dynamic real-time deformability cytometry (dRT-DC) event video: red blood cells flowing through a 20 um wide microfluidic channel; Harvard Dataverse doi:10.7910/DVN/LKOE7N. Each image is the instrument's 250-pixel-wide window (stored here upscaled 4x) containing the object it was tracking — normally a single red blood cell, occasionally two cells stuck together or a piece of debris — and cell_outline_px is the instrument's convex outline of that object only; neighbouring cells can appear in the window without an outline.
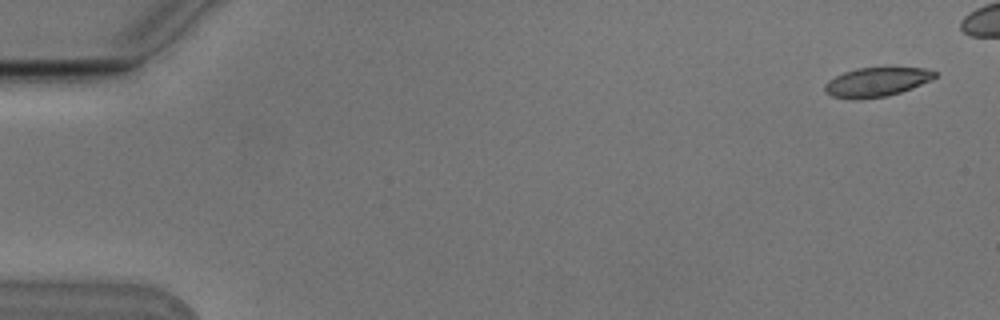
{"species": "Egyptian fruit bat (a non-hibernating species)", "species_latin": "Rousettus aegyptiacus", "temperature_condition": "cold", "stored_images_in_passage": 6, "camera_frame_rate_fps": 3000, "um_per_image_px": 0.085, "animal": {"sex": "male"}, "frame": {"image": 1, "passage_image": 1, "time_ms": 0.0, "image_size_px": [1000, 320], "cell_outline_px": [[936, 76], [932, 80], [912, 88], [888, 96], [860, 100], [832, 96], [824, 88], [824, 84], [828, 80], [844, 72], [856, 68], [924, 68], [936, 72]], "centroid_in_image_um": [74.51, 6.98], "position_along_channel_um": 10.5, "area_um2": 18.61}}